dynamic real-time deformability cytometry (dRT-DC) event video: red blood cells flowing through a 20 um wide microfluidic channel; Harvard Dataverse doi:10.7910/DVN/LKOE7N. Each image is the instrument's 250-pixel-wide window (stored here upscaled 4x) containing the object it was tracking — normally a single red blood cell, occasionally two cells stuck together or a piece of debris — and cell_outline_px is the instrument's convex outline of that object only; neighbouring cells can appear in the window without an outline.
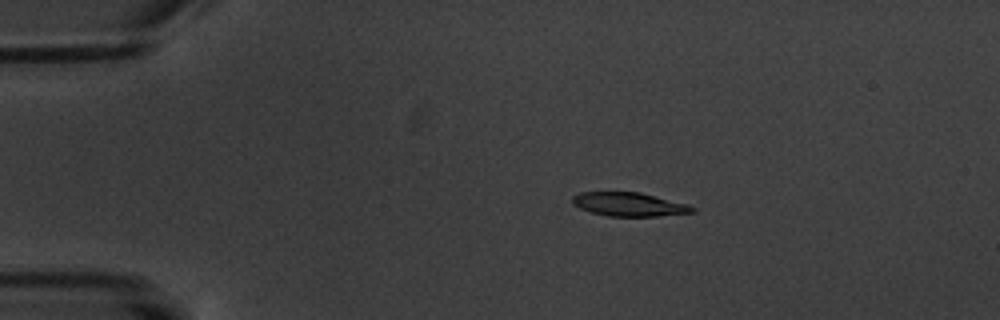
{"species": "common noctule bat (a hibernating species)", "species_latin": "Nyctalus noctula", "temperature_condition": "warm", "stored_images_in_passage": 8, "camera_frame_rate_fps": 3000, "um_per_image_px": 0.085, "animal": {"sex": "male", "body_mass_g": 20.1, "forearm_length_mm": 53.5}, "frame": {"image": 1, "passage_image": 4, "time_ms": 3.333, "image_size_px": [1000, 320], "cell_outline_px": [[696, 212], [656, 216], [608, 216], [592, 212], [580, 208], [572, 204], [572, 196], [580, 192], [640, 192], [688, 204], [696, 208]], "centroid_in_image_um": [53.48, 17.36], "position_along_channel_um": 31.5, "area_um2": 16.59}}
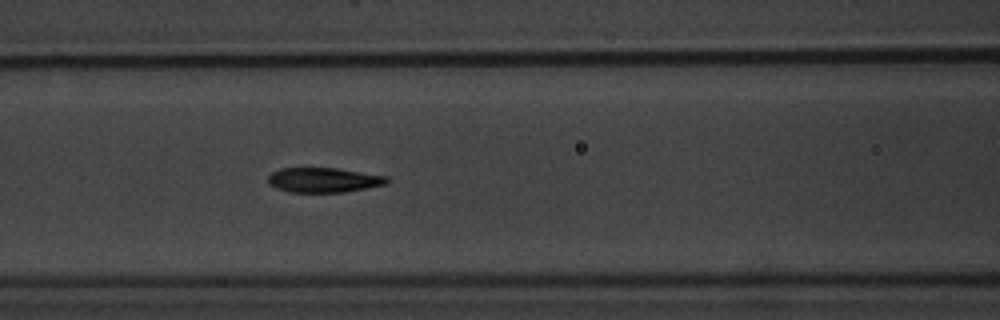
{"frame": {"image": 2, "passage_image": 8, "time_ms": 8.0, "image_size_px": [1000, 320], "cell_outline_px": [[388, 184], [368, 188], [344, 192], [288, 192], [276, 188], [268, 184], [268, 176], [272, 172], [280, 168], [336, 168], [388, 176]], "centroid_in_image_um": [27.51, 15.3], "position_along_channel_um": 139.1, "area_um2": 17.28}}